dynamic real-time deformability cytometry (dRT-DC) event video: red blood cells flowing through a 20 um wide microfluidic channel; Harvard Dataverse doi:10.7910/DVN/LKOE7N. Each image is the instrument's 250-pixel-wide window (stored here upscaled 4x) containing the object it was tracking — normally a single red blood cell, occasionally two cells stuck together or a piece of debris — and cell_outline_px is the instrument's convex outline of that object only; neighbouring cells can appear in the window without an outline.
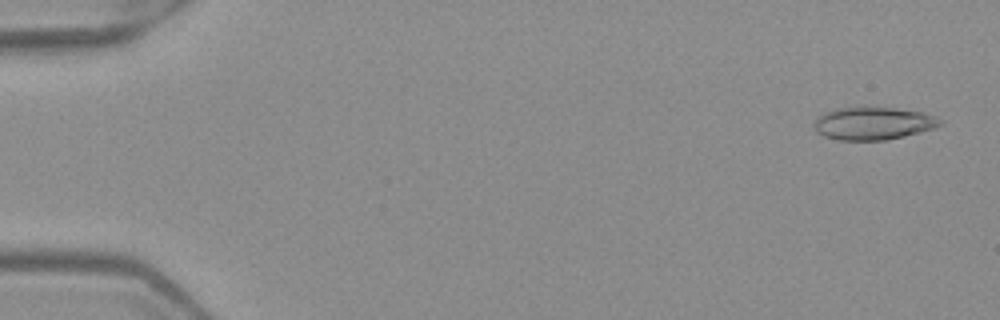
{"species": "Egyptian fruit bat (a non-hibernating species)", "species_latin": "Rousettus aegyptiacus", "temperature_condition": "warm", "stored_images_in_passage": 4, "camera_frame_rate_fps": 3000, "um_per_image_px": 0.085, "frame": {"image": 1, "passage_image": 1, "time_ms": 0.0, "image_size_px": [1000, 320], "cell_outline_px": [[944, 124], [936, 128], [888, 140], [836, 140], [824, 136], [816, 132], [812, 124], [824, 112], [836, 108], [864, 104], [896, 108], [920, 112], [944, 120]], "centroid_in_image_um": [74.2, 10.46], "position_along_channel_um": 10.8, "area_um2": 24.85}}
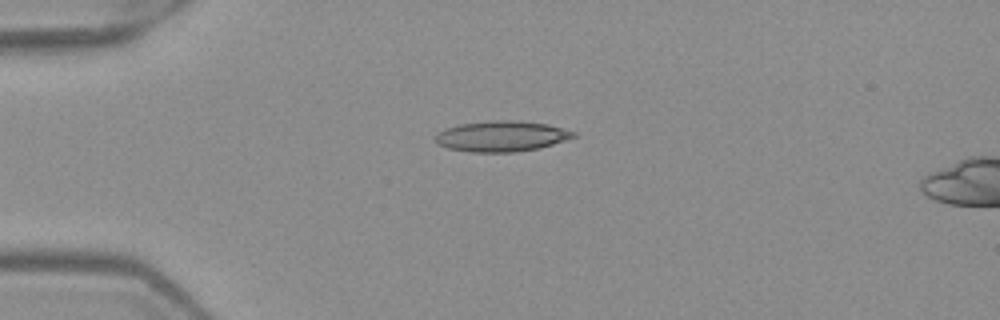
{"frame": {"image": 2, "passage_image": 4, "time_ms": 1.0, "image_size_px": [1000, 320], "cell_outline_px": [[576, 136], [540, 148], [516, 152], [468, 152], [448, 148], [436, 144], [436, 132], [444, 128], [460, 124], [492, 120], [516, 120], [548, 124], [576, 132]], "centroid_in_image_um": [42.59, 11.58], "position_along_channel_um": 42.4, "area_um2": 24.8}}